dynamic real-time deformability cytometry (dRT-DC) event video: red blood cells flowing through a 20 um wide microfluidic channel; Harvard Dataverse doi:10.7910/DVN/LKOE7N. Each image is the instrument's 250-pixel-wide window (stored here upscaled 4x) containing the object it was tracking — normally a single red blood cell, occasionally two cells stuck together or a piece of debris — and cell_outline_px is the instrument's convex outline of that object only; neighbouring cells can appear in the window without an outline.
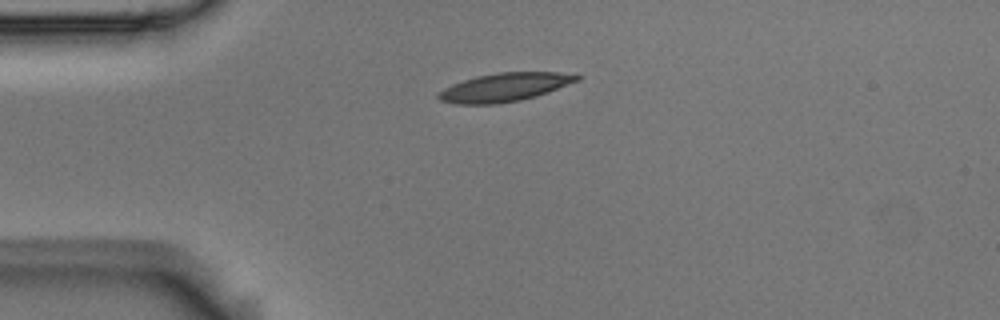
{"species": "Egyptian fruit bat (a non-hibernating species)", "species_latin": "Rousettus aegyptiacus", "temperature_condition": "room temperature", "stored_images_in_passage": 2, "camera_frame_rate_fps": 3000, "um_per_image_px": 0.085, "animal": {"sex": "male"}, "frame": {"image": 1, "passage_image": 1, "time_ms": 0.0, "image_size_px": [1000, 320], "cell_outline_px": [[580, 80], [548, 92], [536, 96], [520, 100], [496, 104], [456, 104], [440, 100], [436, 96], [444, 88], [452, 84], [476, 76], [496, 72], [560, 72], [580, 76]], "centroid_in_image_um": [42.88, 7.41], "position_along_channel_um": 42.1, "area_um2": 22.89}}